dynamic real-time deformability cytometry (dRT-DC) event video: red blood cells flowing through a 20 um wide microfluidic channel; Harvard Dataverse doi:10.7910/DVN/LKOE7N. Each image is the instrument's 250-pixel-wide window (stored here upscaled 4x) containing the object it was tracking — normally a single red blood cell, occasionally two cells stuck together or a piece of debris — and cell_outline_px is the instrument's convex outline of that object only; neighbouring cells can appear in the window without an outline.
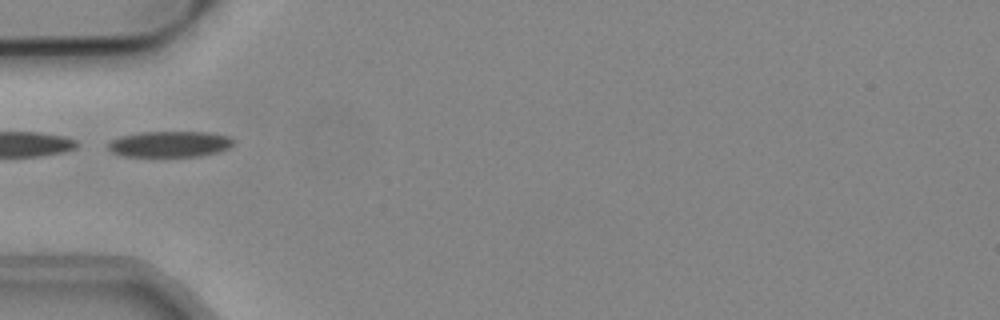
{"species": "common noctule bat (a hibernating species)", "species_latin": "Nyctalus noctula", "temperature_condition": "cold", "stored_images_in_passage": 23, "camera_frame_rate_fps": 3000, "um_per_image_px": 0.085, "animal": {"sex": "male", "body_mass_g": 19.2, "forearm_length_mm": 51.8}, "frame": {"image": 1, "passage_image": 1, "time_ms": 0.0, "image_size_px": [1000, 320], "cell_outline_px": [[236, 140], [228, 148], [220, 152], [200, 156], [124, 156], [112, 152], [108, 148], [108, 144], [112, 140], [120, 136], [140, 132], [208, 132], [228, 136]], "centroid_in_image_um": [14.46, 12.24], "position_along_channel_um": 70.5, "area_um2": 18.96}}